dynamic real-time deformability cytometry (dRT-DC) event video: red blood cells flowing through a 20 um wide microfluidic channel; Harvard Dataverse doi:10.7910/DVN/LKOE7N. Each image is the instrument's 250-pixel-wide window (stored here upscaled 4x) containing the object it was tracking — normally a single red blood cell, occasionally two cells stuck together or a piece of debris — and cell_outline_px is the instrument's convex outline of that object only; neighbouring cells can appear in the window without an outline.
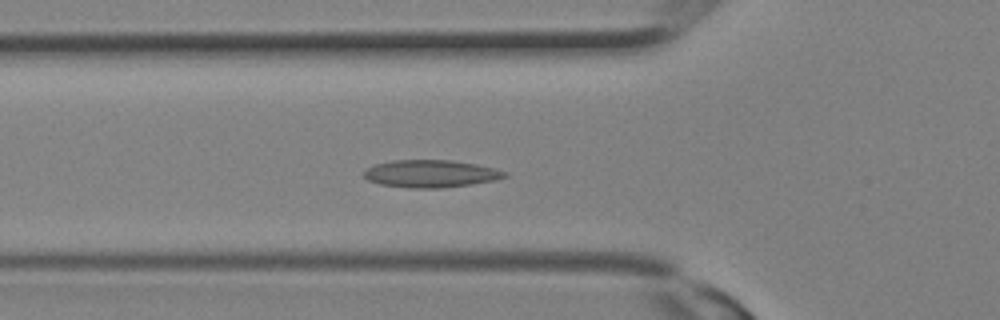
{"species": "Egyptian fruit bat (a non-hibernating species)", "species_latin": "Rousettus aegyptiacus", "temperature_condition": "room temperature", "stored_images_in_passage": 14, "camera_frame_rate_fps": 3000, "um_per_image_px": 0.085, "animal": {"sex": "female"}, "frame": {"image": 1, "passage_image": 10, "time_ms": 3.0, "image_size_px": [1000, 320], "cell_outline_px": [[508, 176], [496, 180], [472, 184], [440, 188], [412, 188], [380, 184], [368, 180], [364, 176], [364, 168], [376, 164], [392, 160], [452, 160], [476, 164], [508, 172]], "centroid_in_image_um": [36.61, 14.76], "position_along_channel_um": 89.2, "area_um2": 22.54}}
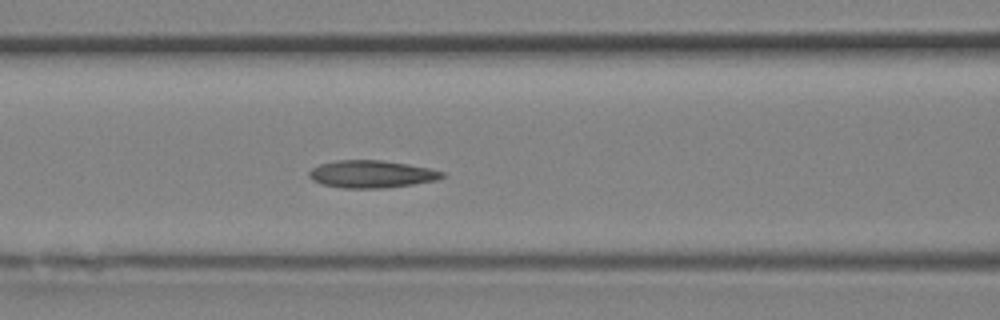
{"frame": {"image": 2, "passage_image": 12, "time_ms": 3.667, "image_size_px": [1000, 320], "cell_outline_px": [[444, 176], [436, 180], [412, 184], [384, 188], [344, 188], [324, 184], [312, 180], [308, 176], [308, 172], [312, 168], [320, 164], [336, 160], [384, 160], [408, 164], [428, 168], [444, 172]], "centroid_in_image_um": [31.56, 14.79], "position_along_channel_um": 135.0, "area_um2": 21.15}}
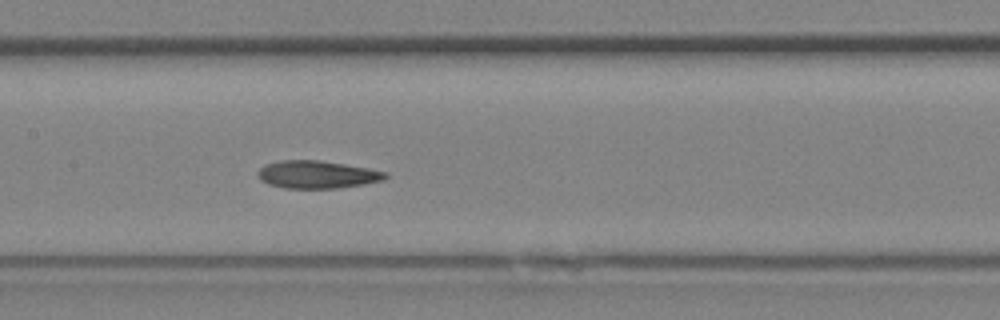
{"frame": {"image": 3, "passage_image": 14, "time_ms": 4.333, "image_size_px": [1000, 320], "cell_outline_px": [[388, 176], [384, 180], [364, 184], [340, 188], [284, 188], [268, 184], [260, 180], [260, 168], [264, 164], [280, 160], [320, 160], [368, 168], [388, 172]], "centroid_in_image_um": [26.98, 14.83], "position_along_channel_um": 180.4, "area_um2": 20.58}}